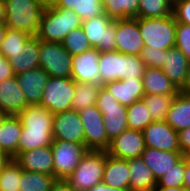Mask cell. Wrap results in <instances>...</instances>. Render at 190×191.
<instances>
[{
    "label": "cell",
    "instance_id": "55",
    "mask_svg": "<svg viewBox=\"0 0 190 191\" xmlns=\"http://www.w3.org/2000/svg\"><path fill=\"white\" fill-rule=\"evenodd\" d=\"M7 115L4 114L1 110H0V124H2L3 120L5 119Z\"/></svg>",
    "mask_w": 190,
    "mask_h": 191
},
{
    "label": "cell",
    "instance_id": "5",
    "mask_svg": "<svg viewBox=\"0 0 190 191\" xmlns=\"http://www.w3.org/2000/svg\"><path fill=\"white\" fill-rule=\"evenodd\" d=\"M105 167V150H88L73 173L65 180L76 191H88L102 182Z\"/></svg>",
    "mask_w": 190,
    "mask_h": 191
},
{
    "label": "cell",
    "instance_id": "40",
    "mask_svg": "<svg viewBox=\"0 0 190 191\" xmlns=\"http://www.w3.org/2000/svg\"><path fill=\"white\" fill-rule=\"evenodd\" d=\"M184 173L185 159L182 158L157 181L156 187H183Z\"/></svg>",
    "mask_w": 190,
    "mask_h": 191
},
{
    "label": "cell",
    "instance_id": "13",
    "mask_svg": "<svg viewBox=\"0 0 190 191\" xmlns=\"http://www.w3.org/2000/svg\"><path fill=\"white\" fill-rule=\"evenodd\" d=\"M53 140L84 144V127L79 112L74 109L54 114Z\"/></svg>",
    "mask_w": 190,
    "mask_h": 191
},
{
    "label": "cell",
    "instance_id": "47",
    "mask_svg": "<svg viewBox=\"0 0 190 191\" xmlns=\"http://www.w3.org/2000/svg\"><path fill=\"white\" fill-rule=\"evenodd\" d=\"M50 191H76L72 189L64 179H56L52 184Z\"/></svg>",
    "mask_w": 190,
    "mask_h": 191
},
{
    "label": "cell",
    "instance_id": "35",
    "mask_svg": "<svg viewBox=\"0 0 190 191\" xmlns=\"http://www.w3.org/2000/svg\"><path fill=\"white\" fill-rule=\"evenodd\" d=\"M56 178L54 175L36 172H21L19 191H50Z\"/></svg>",
    "mask_w": 190,
    "mask_h": 191
},
{
    "label": "cell",
    "instance_id": "51",
    "mask_svg": "<svg viewBox=\"0 0 190 191\" xmlns=\"http://www.w3.org/2000/svg\"><path fill=\"white\" fill-rule=\"evenodd\" d=\"M152 191H188L185 187H155Z\"/></svg>",
    "mask_w": 190,
    "mask_h": 191
},
{
    "label": "cell",
    "instance_id": "22",
    "mask_svg": "<svg viewBox=\"0 0 190 191\" xmlns=\"http://www.w3.org/2000/svg\"><path fill=\"white\" fill-rule=\"evenodd\" d=\"M22 123L17 115H7L0 124V152L8 159L18 155Z\"/></svg>",
    "mask_w": 190,
    "mask_h": 191
},
{
    "label": "cell",
    "instance_id": "3",
    "mask_svg": "<svg viewBox=\"0 0 190 191\" xmlns=\"http://www.w3.org/2000/svg\"><path fill=\"white\" fill-rule=\"evenodd\" d=\"M46 4L44 0H5L6 26L36 36Z\"/></svg>",
    "mask_w": 190,
    "mask_h": 191
},
{
    "label": "cell",
    "instance_id": "14",
    "mask_svg": "<svg viewBox=\"0 0 190 191\" xmlns=\"http://www.w3.org/2000/svg\"><path fill=\"white\" fill-rule=\"evenodd\" d=\"M144 47L138 17L117 20L116 51L125 55L140 56Z\"/></svg>",
    "mask_w": 190,
    "mask_h": 191
},
{
    "label": "cell",
    "instance_id": "7",
    "mask_svg": "<svg viewBox=\"0 0 190 191\" xmlns=\"http://www.w3.org/2000/svg\"><path fill=\"white\" fill-rule=\"evenodd\" d=\"M95 105L103 115L106 134L110 141L128 129L127 107L121 105L104 86L100 87Z\"/></svg>",
    "mask_w": 190,
    "mask_h": 191
},
{
    "label": "cell",
    "instance_id": "17",
    "mask_svg": "<svg viewBox=\"0 0 190 191\" xmlns=\"http://www.w3.org/2000/svg\"><path fill=\"white\" fill-rule=\"evenodd\" d=\"M14 160L25 171L54 175L51 145L19 153Z\"/></svg>",
    "mask_w": 190,
    "mask_h": 191
},
{
    "label": "cell",
    "instance_id": "33",
    "mask_svg": "<svg viewBox=\"0 0 190 191\" xmlns=\"http://www.w3.org/2000/svg\"><path fill=\"white\" fill-rule=\"evenodd\" d=\"M176 95L145 94L141 99L153 121L166 120L167 113Z\"/></svg>",
    "mask_w": 190,
    "mask_h": 191
},
{
    "label": "cell",
    "instance_id": "53",
    "mask_svg": "<svg viewBox=\"0 0 190 191\" xmlns=\"http://www.w3.org/2000/svg\"><path fill=\"white\" fill-rule=\"evenodd\" d=\"M7 26L5 23H0V45L2 40L4 39L5 32L7 30Z\"/></svg>",
    "mask_w": 190,
    "mask_h": 191
},
{
    "label": "cell",
    "instance_id": "23",
    "mask_svg": "<svg viewBox=\"0 0 190 191\" xmlns=\"http://www.w3.org/2000/svg\"><path fill=\"white\" fill-rule=\"evenodd\" d=\"M141 157L145 164L152 170L156 181H158L183 158V154L181 152L162 151L145 147Z\"/></svg>",
    "mask_w": 190,
    "mask_h": 191
},
{
    "label": "cell",
    "instance_id": "34",
    "mask_svg": "<svg viewBox=\"0 0 190 191\" xmlns=\"http://www.w3.org/2000/svg\"><path fill=\"white\" fill-rule=\"evenodd\" d=\"M23 169L12 158H8L0 167V191H19Z\"/></svg>",
    "mask_w": 190,
    "mask_h": 191
},
{
    "label": "cell",
    "instance_id": "24",
    "mask_svg": "<svg viewBox=\"0 0 190 191\" xmlns=\"http://www.w3.org/2000/svg\"><path fill=\"white\" fill-rule=\"evenodd\" d=\"M190 61L176 47L167 49L163 64L160 67L174 86L180 90L184 84Z\"/></svg>",
    "mask_w": 190,
    "mask_h": 191
},
{
    "label": "cell",
    "instance_id": "11",
    "mask_svg": "<svg viewBox=\"0 0 190 191\" xmlns=\"http://www.w3.org/2000/svg\"><path fill=\"white\" fill-rule=\"evenodd\" d=\"M84 127V145L89 150H107L110 140L107 137L103 115L96 105L79 112Z\"/></svg>",
    "mask_w": 190,
    "mask_h": 191
},
{
    "label": "cell",
    "instance_id": "54",
    "mask_svg": "<svg viewBox=\"0 0 190 191\" xmlns=\"http://www.w3.org/2000/svg\"><path fill=\"white\" fill-rule=\"evenodd\" d=\"M183 158L186 160V162L190 163V149H188L184 154Z\"/></svg>",
    "mask_w": 190,
    "mask_h": 191
},
{
    "label": "cell",
    "instance_id": "27",
    "mask_svg": "<svg viewBox=\"0 0 190 191\" xmlns=\"http://www.w3.org/2000/svg\"><path fill=\"white\" fill-rule=\"evenodd\" d=\"M145 94L177 95L179 90L161 68H145L142 77Z\"/></svg>",
    "mask_w": 190,
    "mask_h": 191
},
{
    "label": "cell",
    "instance_id": "48",
    "mask_svg": "<svg viewBox=\"0 0 190 191\" xmlns=\"http://www.w3.org/2000/svg\"><path fill=\"white\" fill-rule=\"evenodd\" d=\"M88 191H129L127 189L113 188L107 184L100 182L91 187Z\"/></svg>",
    "mask_w": 190,
    "mask_h": 191
},
{
    "label": "cell",
    "instance_id": "15",
    "mask_svg": "<svg viewBox=\"0 0 190 191\" xmlns=\"http://www.w3.org/2000/svg\"><path fill=\"white\" fill-rule=\"evenodd\" d=\"M145 149L142 131L126 129L110 142L106 150L108 155L119 159L129 160L141 157Z\"/></svg>",
    "mask_w": 190,
    "mask_h": 191
},
{
    "label": "cell",
    "instance_id": "39",
    "mask_svg": "<svg viewBox=\"0 0 190 191\" xmlns=\"http://www.w3.org/2000/svg\"><path fill=\"white\" fill-rule=\"evenodd\" d=\"M30 37L31 35L26 32L7 28L0 45V52L6 59L11 58V53L22 46Z\"/></svg>",
    "mask_w": 190,
    "mask_h": 191
},
{
    "label": "cell",
    "instance_id": "1",
    "mask_svg": "<svg viewBox=\"0 0 190 191\" xmlns=\"http://www.w3.org/2000/svg\"><path fill=\"white\" fill-rule=\"evenodd\" d=\"M22 123L18 154L53 143V117L48 109L40 105H27L17 115Z\"/></svg>",
    "mask_w": 190,
    "mask_h": 191
},
{
    "label": "cell",
    "instance_id": "20",
    "mask_svg": "<svg viewBox=\"0 0 190 191\" xmlns=\"http://www.w3.org/2000/svg\"><path fill=\"white\" fill-rule=\"evenodd\" d=\"M27 105L16 76L0 82V110L4 114L18 115Z\"/></svg>",
    "mask_w": 190,
    "mask_h": 191
},
{
    "label": "cell",
    "instance_id": "50",
    "mask_svg": "<svg viewBox=\"0 0 190 191\" xmlns=\"http://www.w3.org/2000/svg\"><path fill=\"white\" fill-rule=\"evenodd\" d=\"M183 187L190 191V163L186 162V160Z\"/></svg>",
    "mask_w": 190,
    "mask_h": 191
},
{
    "label": "cell",
    "instance_id": "9",
    "mask_svg": "<svg viewBox=\"0 0 190 191\" xmlns=\"http://www.w3.org/2000/svg\"><path fill=\"white\" fill-rule=\"evenodd\" d=\"M39 54V67L50 77H71L72 55L62 43L40 40Z\"/></svg>",
    "mask_w": 190,
    "mask_h": 191
},
{
    "label": "cell",
    "instance_id": "12",
    "mask_svg": "<svg viewBox=\"0 0 190 191\" xmlns=\"http://www.w3.org/2000/svg\"><path fill=\"white\" fill-rule=\"evenodd\" d=\"M145 147L181 152L179 135L165 120H157L143 129Z\"/></svg>",
    "mask_w": 190,
    "mask_h": 191
},
{
    "label": "cell",
    "instance_id": "41",
    "mask_svg": "<svg viewBox=\"0 0 190 191\" xmlns=\"http://www.w3.org/2000/svg\"><path fill=\"white\" fill-rule=\"evenodd\" d=\"M145 68L140 56L123 54V79H142Z\"/></svg>",
    "mask_w": 190,
    "mask_h": 191
},
{
    "label": "cell",
    "instance_id": "43",
    "mask_svg": "<svg viewBox=\"0 0 190 191\" xmlns=\"http://www.w3.org/2000/svg\"><path fill=\"white\" fill-rule=\"evenodd\" d=\"M167 50H160L151 47H144L141 51L140 58L148 68H160L163 64L164 56Z\"/></svg>",
    "mask_w": 190,
    "mask_h": 191
},
{
    "label": "cell",
    "instance_id": "45",
    "mask_svg": "<svg viewBox=\"0 0 190 191\" xmlns=\"http://www.w3.org/2000/svg\"><path fill=\"white\" fill-rule=\"evenodd\" d=\"M15 76L11 64L0 52V82Z\"/></svg>",
    "mask_w": 190,
    "mask_h": 191
},
{
    "label": "cell",
    "instance_id": "21",
    "mask_svg": "<svg viewBox=\"0 0 190 191\" xmlns=\"http://www.w3.org/2000/svg\"><path fill=\"white\" fill-rule=\"evenodd\" d=\"M104 87L110 94L124 106H130L145 95L142 79H122L108 82Z\"/></svg>",
    "mask_w": 190,
    "mask_h": 191
},
{
    "label": "cell",
    "instance_id": "16",
    "mask_svg": "<svg viewBox=\"0 0 190 191\" xmlns=\"http://www.w3.org/2000/svg\"><path fill=\"white\" fill-rule=\"evenodd\" d=\"M100 52L96 48L72 56L71 78L75 82L100 84Z\"/></svg>",
    "mask_w": 190,
    "mask_h": 191
},
{
    "label": "cell",
    "instance_id": "28",
    "mask_svg": "<svg viewBox=\"0 0 190 191\" xmlns=\"http://www.w3.org/2000/svg\"><path fill=\"white\" fill-rule=\"evenodd\" d=\"M100 85L123 79V54L119 51L100 52Z\"/></svg>",
    "mask_w": 190,
    "mask_h": 191
},
{
    "label": "cell",
    "instance_id": "6",
    "mask_svg": "<svg viewBox=\"0 0 190 191\" xmlns=\"http://www.w3.org/2000/svg\"><path fill=\"white\" fill-rule=\"evenodd\" d=\"M81 27L92 48L98 52L116 51L117 20L103 14L82 21Z\"/></svg>",
    "mask_w": 190,
    "mask_h": 191
},
{
    "label": "cell",
    "instance_id": "57",
    "mask_svg": "<svg viewBox=\"0 0 190 191\" xmlns=\"http://www.w3.org/2000/svg\"><path fill=\"white\" fill-rule=\"evenodd\" d=\"M46 3H50L52 0H44Z\"/></svg>",
    "mask_w": 190,
    "mask_h": 191
},
{
    "label": "cell",
    "instance_id": "52",
    "mask_svg": "<svg viewBox=\"0 0 190 191\" xmlns=\"http://www.w3.org/2000/svg\"><path fill=\"white\" fill-rule=\"evenodd\" d=\"M6 9L5 0H0V23H5Z\"/></svg>",
    "mask_w": 190,
    "mask_h": 191
},
{
    "label": "cell",
    "instance_id": "56",
    "mask_svg": "<svg viewBox=\"0 0 190 191\" xmlns=\"http://www.w3.org/2000/svg\"><path fill=\"white\" fill-rule=\"evenodd\" d=\"M6 160L7 158L4 155H0V167Z\"/></svg>",
    "mask_w": 190,
    "mask_h": 191
},
{
    "label": "cell",
    "instance_id": "49",
    "mask_svg": "<svg viewBox=\"0 0 190 191\" xmlns=\"http://www.w3.org/2000/svg\"><path fill=\"white\" fill-rule=\"evenodd\" d=\"M179 92L182 93V94L190 96V64H189V67H188V71H187V74H186L184 84H183L182 88L179 90Z\"/></svg>",
    "mask_w": 190,
    "mask_h": 191
},
{
    "label": "cell",
    "instance_id": "2",
    "mask_svg": "<svg viewBox=\"0 0 190 191\" xmlns=\"http://www.w3.org/2000/svg\"><path fill=\"white\" fill-rule=\"evenodd\" d=\"M81 24L80 17L74 11L54 8L47 3L36 36L41 41L62 43L67 34L80 28Z\"/></svg>",
    "mask_w": 190,
    "mask_h": 191
},
{
    "label": "cell",
    "instance_id": "4",
    "mask_svg": "<svg viewBox=\"0 0 190 191\" xmlns=\"http://www.w3.org/2000/svg\"><path fill=\"white\" fill-rule=\"evenodd\" d=\"M176 24L173 14L161 18H138L144 46L160 50L175 47Z\"/></svg>",
    "mask_w": 190,
    "mask_h": 191
},
{
    "label": "cell",
    "instance_id": "38",
    "mask_svg": "<svg viewBox=\"0 0 190 191\" xmlns=\"http://www.w3.org/2000/svg\"><path fill=\"white\" fill-rule=\"evenodd\" d=\"M62 45L72 56L82 54L92 48L82 27L69 32L62 41Z\"/></svg>",
    "mask_w": 190,
    "mask_h": 191
},
{
    "label": "cell",
    "instance_id": "18",
    "mask_svg": "<svg viewBox=\"0 0 190 191\" xmlns=\"http://www.w3.org/2000/svg\"><path fill=\"white\" fill-rule=\"evenodd\" d=\"M39 47V38L31 36L22 46L11 53V58L7 60L15 75L39 68Z\"/></svg>",
    "mask_w": 190,
    "mask_h": 191
},
{
    "label": "cell",
    "instance_id": "19",
    "mask_svg": "<svg viewBox=\"0 0 190 191\" xmlns=\"http://www.w3.org/2000/svg\"><path fill=\"white\" fill-rule=\"evenodd\" d=\"M15 76L25 94L27 104L40 105L44 88L50 76L40 67Z\"/></svg>",
    "mask_w": 190,
    "mask_h": 191
},
{
    "label": "cell",
    "instance_id": "10",
    "mask_svg": "<svg viewBox=\"0 0 190 191\" xmlns=\"http://www.w3.org/2000/svg\"><path fill=\"white\" fill-rule=\"evenodd\" d=\"M51 147L54 177L64 180L73 173L80 160L89 150L84 144L62 140H53Z\"/></svg>",
    "mask_w": 190,
    "mask_h": 191
},
{
    "label": "cell",
    "instance_id": "44",
    "mask_svg": "<svg viewBox=\"0 0 190 191\" xmlns=\"http://www.w3.org/2000/svg\"><path fill=\"white\" fill-rule=\"evenodd\" d=\"M176 22L190 25V0H176L173 3Z\"/></svg>",
    "mask_w": 190,
    "mask_h": 191
},
{
    "label": "cell",
    "instance_id": "37",
    "mask_svg": "<svg viewBox=\"0 0 190 191\" xmlns=\"http://www.w3.org/2000/svg\"><path fill=\"white\" fill-rule=\"evenodd\" d=\"M127 125L129 129L143 131L153 122L147 107L142 100L127 106Z\"/></svg>",
    "mask_w": 190,
    "mask_h": 191
},
{
    "label": "cell",
    "instance_id": "42",
    "mask_svg": "<svg viewBox=\"0 0 190 191\" xmlns=\"http://www.w3.org/2000/svg\"><path fill=\"white\" fill-rule=\"evenodd\" d=\"M175 47L190 61V25L177 22Z\"/></svg>",
    "mask_w": 190,
    "mask_h": 191
},
{
    "label": "cell",
    "instance_id": "31",
    "mask_svg": "<svg viewBox=\"0 0 190 191\" xmlns=\"http://www.w3.org/2000/svg\"><path fill=\"white\" fill-rule=\"evenodd\" d=\"M140 0H103L105 14L113 19L138 17V6Z\"/></svg>",
    "mask_w": 190,
    "mask_h": 191
},
{
    "label": "cell",
    "instance_id": "36",
    "mask_svg": "<svg viewBox=\"0 0 190 191\" xmlns=\"http://www.w3.org/2000/svg\"><path fill=\"white\" fill-rule=\"evenodd\" d=\"M173 14L171 0H140L138 18H161Z\"/></svg>",
    "mask_w": 190,
    "mask_h": 191
},
{
    "label": "cell",
    "instance_id": "30",
    "mask_svg": "<svg viewBox=\"0 0 190 191\" xmlns=\"http://www.w3.org/2000/svg\"><path fill=\"white\" fill-rule=\"evenodd\" d=\"M175 131L190 127V96L178 93L165 120Z\"/></svg>",
    "mask_w": 190,
    "mask_h": 191
},
{
    "label": "cell",
    "instance_id": "8",
    "mask_svg": "<svg viewBox=\"0 0 190 191\" xmlns=\"http://www.w3.org/2000/svg\"><path fill=\"white\" fill-rule=\"evenodd\" d=\"M76 82L71 77H50L42 94L40 106L52 114L72 109Z\"/></svg>",
    "mask_w": 190,
    "mask_h": 191
},
{
    "label": "cell",
    "instance_id": "46",
    "mask_svg": "<svg viewBox=\"0 0 190 191\" xmlns=\"http://www.w3.org/2000/svg\"><path fill=\"white\" fill-rule=\"evenodd\" d=\"M179 135V145L181 153L184 154L188 149H190V127L178 132Z\"/></svg>",
    "mask_w": 190,
    "mask_h": 191
},
{
    "label": "cell",
    "instance_id": "29",
    "mask_svg": "<svg viewBox=\"0 0 190 191\" xmlns=\"http://www.w3.org/2000/svg\"><path fill=\"white\" fill-rule=\"evenodd\" d=\"M103 0H52L50 4L54 8H62L74 11L81 21L99 17L104 12Z\"/></svg>",
    "mask_w": 190,
    "mask_h": 191
},
{
    "label": "cell",
    "instance_id": "25",
    "mask_svg": "<svg viewBox=\"0 0 190 191\" xmlns=\"http://www.w3.org/2000/svg\"><path fill=\"white\" fill-rule=\"evenodd\" d=\"M103 183L113 188L129 190L128 160L115 158L105 151Z\"/></svg>",
    "mask_w": 190,
    "mask_h": 191
},
{
    "label": "cell",
    "instance_id": "26",
    "mask_svg": "<svg viewBox=\"0 0 190 191\" xmlns=\"http://www.w3.org/2000/svg\"><path fill=\"white\" fill-rule=\"evenodd\" d=\"M129 191H152L157 181L152 170L145 164L142 157L128 160Z\"/></svg>",
    "mask_w": 190,
    "mask_h": 191
},
{
    "label": "cell",
    "instance_id": "32",
    "mask_svg": "<svg viewBox=\"0 0 190 191\" xmlns=\"http://www.w3.org/2000/svg\"><path fill=\"white\" fill-rule=\"evenodd\" d=\"M100 87V84L76 82L72 109L80 112L85 108L95 105Z\"/></svg>",
    "mask_w": 190,
    "mask_h": 191
}]
</instances>
